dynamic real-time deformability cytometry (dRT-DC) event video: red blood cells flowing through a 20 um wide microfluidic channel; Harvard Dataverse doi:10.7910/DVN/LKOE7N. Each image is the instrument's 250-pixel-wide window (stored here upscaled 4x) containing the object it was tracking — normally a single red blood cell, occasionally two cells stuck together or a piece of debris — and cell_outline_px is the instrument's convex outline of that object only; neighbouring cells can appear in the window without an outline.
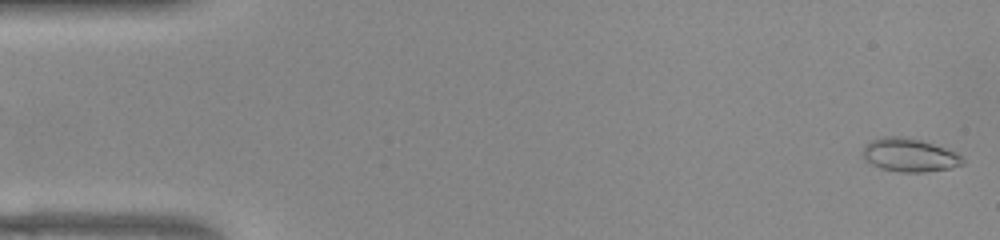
{"species": "common noctule bat (a hibernating species)", "species_latin": "Nyctalus noctula", "temperature_condition": "warm", "stored_images_in_passage": 52, "camera_frame_rate_fps": 3000, "um_per_image_px": 0.085, "animal": {"sex": "female", "body_mass_g": 22.0, "forearm_length_mm": 56.7}, "frame": {"image": 1, "passage_image": 1, "time_ms": 0.0, "image_size_px": [1000, 240], "cell_outline_px": [[964, 164], [948, 168], [924, 172], [900, 172], [880, 168], [864, 160], [864, 144], [880, 136], [900, 136], [924, 140], [956, 152], [964, 156]], "centroid_in_image_um": [77.32, 13.17], "position_along_channel_um": 7.7, "area_um2": 19.59}}
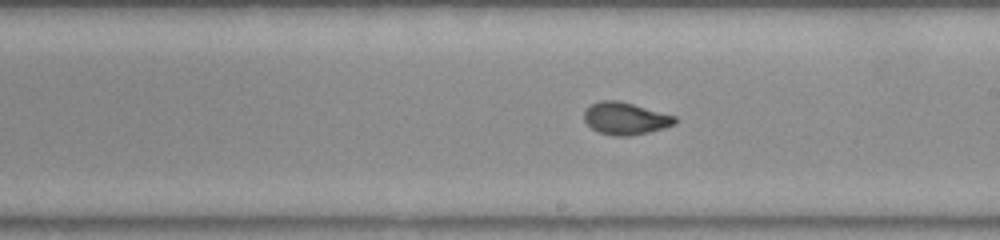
{"frame": {"image": 2, "passage_image": 29, "time_ms": 9.333, "image_size_px": [1000, 240], "cell_outline_px": [[676, 124], [664, 128], [648, 132], [628, 136], [612, 136], [600, 132], [592, 128], [584, 120], [584, 112], [592, 104], [600, 100], [616, 100], [632, 104], [676, 116]], "centroid_in_image_um": [53.16, 10.08], "position_along_channel_um": 235.8, "area_um2": 16.88}}
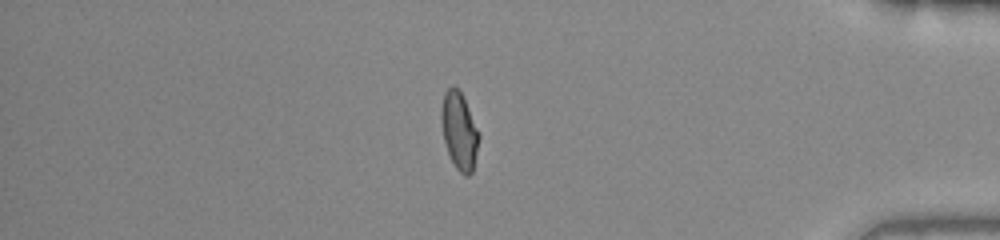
{"frame": {"image": 3, "passage_image": 44, "time_ms": 14.333, "image_size_px": [1000, 240], "cell_outline_px": [[480, 136], [472, 172], [468, 176], [464, 176], [456, 168], [448, 152], [444, 140], [440, 120], [440, 108], [444, 92], [452, 84], [460, 92], [480, 132]], "centroid_in_image_um": [39.02, 11.11], "position_along_channel_um": 396.2, "area_um2": 16.94}, "authors_computed_cell_mechanics": {"area_um2": 17.1666, "velocity_mm_per_s": 3.9193, "shape_relaxation_time_tau1_ms": null, "shape_relaxation_time_tau2_ms": 0.9234, "deformation_change_tau1": null, "deformation_change_tau2": 0.0487}}